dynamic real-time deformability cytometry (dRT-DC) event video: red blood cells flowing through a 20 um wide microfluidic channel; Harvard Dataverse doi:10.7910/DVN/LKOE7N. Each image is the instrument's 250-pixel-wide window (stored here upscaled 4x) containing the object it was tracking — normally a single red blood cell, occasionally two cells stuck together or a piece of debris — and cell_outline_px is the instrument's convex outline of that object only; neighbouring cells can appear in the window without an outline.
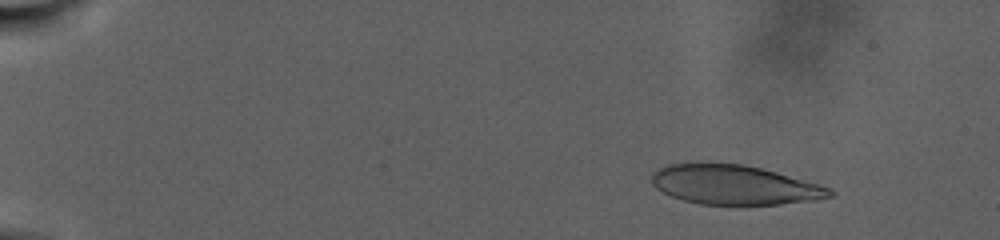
{"species": "human", "species_latin": "Homo sapiens", "temperature_condition": "warm", "stored_images_in_passage": 22, "camera_frame_rate_fps": 3000, "um_per_image_px": 0.085, "donor": {"sex": "male"}, "frame": {"image": 1, "passage_image": 6, "time_ms": 3.0, "image_size_px": [1000, 240], "cell_outline_px": [[836, 192], [832, 196], [816, 200], [780, 204], [736, 208], [700, 204], [684, 200], [672, 196], [656, 188], [652, 184], [652, 172], [656, 168], [664, 164], [688, 160], [692, 160], [744, 164], [776, 172], [832, 188]], "centroid_in_image_um": [62.35, 15.71], "position_along_channel_um": 22.6, "area_um2": 42.95}}
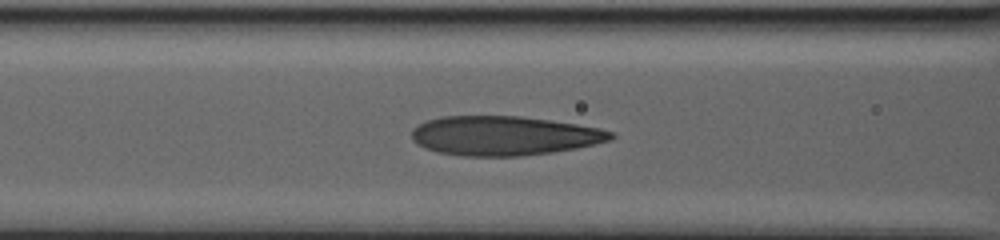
{"frame": {"image": 2, "passage_image": 18, "time_ms": 14.0, "image_size_px": [1000, 240], "cell_outline_px": [[616, 136], [612, 140], [576, 148], [552, 152], [520, 156], [460, 156], [436, 152], [424, 148], [416, 144], [412, 140], [412, 128], [428, 120], [440, 116], [520, 116], [576, 124], [600, 128], [616, 132]], "centroid_in_image_um": [42.84, 11.54], "position_along_channel_um": 123.8, "area_um2": 45.89}}
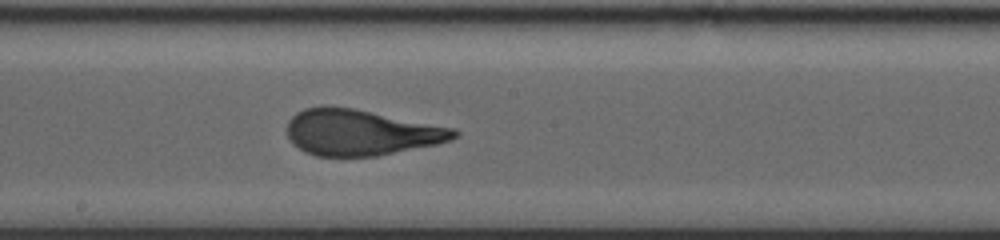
{"frame": {"image": 3, "passage_image": 22, "time_ms": 18.333, "image_size_px": [1000, 240], "cell_outline_px": [[460, 136], [452, 140], [436, 144], [376, 156], [316, 156], [304, 152], [292, 144], [288, 136], [288, 120], [296, 112], [304, 108], [352, 108], [456, 128], [460, 132]], "centroid_in_image_um": [30.7, 11.28], "position_along_channel_um": 217.5, "area_um2": 44.33}}